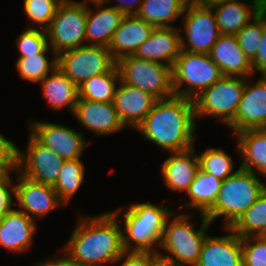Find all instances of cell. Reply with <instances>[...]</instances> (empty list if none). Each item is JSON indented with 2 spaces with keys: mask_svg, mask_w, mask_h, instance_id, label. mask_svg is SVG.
Wrapping results in <instances>:
<instances>
[{
  "mask_svg": "<svg viewBox=\"0 0 266 266\" xmlns=\"http://www.w3.org/2000/svg\"><path fill=\"white\" fill-rule=\"evenodd\" d=\"M102 1L107 4L111 0H102ZM118 1H119V4L115 6H110V7H113L116 10H119L125 15H135L139 11V8L143 0H130L129 2H127L126 0H118Z\"/></svg>",
  "mask_w": 266,
  "mask_h": 266,
  "instance_id": "obj_43",
  "label": "cell"
},
{
  "mask_svg": "<svg viewBox=\"0 0 266 266\" xmlns=\"http://www.w3.org/2000/svg\"><path fill=\"white\" fill-rule=\"evenodd\" d=\"M246 78L222 76L193 99L195 118L219 117L228 127L235 118L245 88Z\"/></svg>",
  "mask_w": 266,
  "mask_h": 266,
  "instance_id": "obj_9",
  "label": "cell"
},
{
  "mask_svg": "<svg viewBox=\"0 0 266 266\" xmlns=\"http://www.w3.org/2000/svg\"><path fill=\"white\" fill-rule=\"evenodd\" d=\"M47 53L32 54L28 57H19L16 61V70L24 80L33 83L41 82L58 65L57 55H53L51 61L46 56Z\"/></svg>",
  "mask_w": 266,
  "mask_h": 266,
  "instance_id": "obj_33",
  "label": "cell"
},
{
  "mask_svg": "<svg viewBox=\"0 0 266 266\" xmlns=\"http://www.w3.org/2000/svg\"><path fill=\"white\" fill-rule=\"evenodd\" d=\"M243 266H266V236L241 238Z\"/></svg>",
  "mask_w": 266,
  "mask_h": 266,
  "instance_id": "obj_38",
  "label": "cell"
},
{
  "mask_svg": "<svg viewBox=\"0 0 266 266\" xmlns=\"http://www.w3.org/2000/svg\"><path fill=\"white\" fill-rule=\"evenodd\" d=\"M186 0H143L135 14L155 28L174 27L170 23L184 16Z\"/></svg>",
  "mask_w": 266,
  "mask_h": 266,
  "instance_id": "obj_28",
  "label": "cell"
},
{
  "mask_svg": "<svg viewBox=\"0 0 266 266\" xmlns=\"http://www.w3.org/2000/svg\"><path fill=\"white\" fill-rule=\"evenodd\" d=\"M181 34L176 27L155 28L133 56L173 67L181 52Z\"/></svg>",
  "mask_w": 266,
  "mask_h": 266,
  "instance_id": "obj_21",
  "label": "cell"
},
{
  "mask_svg": "<svg viewBox=\"0 0 266 266\" xmlns=\"http://www.w3.org/2000/svg\"><path fill=\"white\" fill-rule=\"evenodd\" d=\"M57 67L79 87L85 80L110 71L115 65L110 50L101 45H83L57 55Z\"/></svg>",
  "mask_w": 266,
  "mask_h": 266,
  "instance_id": "obj_10",
  "label": "cell"
},
{
  "mask_svg": "<svg viewBox=\"0 0 266 266\" xmlns=\"http://www.w3.org/2000/svg\"><path fill=\"white\" fill-rule=\"evenodd\" d=\"M120 81L138 87L157 100L174 96L172 67L128 55L116 61Z\"/></svg>",
  "mask_w": 266,
  "mask_h": 266,
  "instance_id": "obj_8",
  "label": "cell"
},
{
  "mask_svg": "<svg viewBox=\"0 0 266 266\" xmlns=\"http://www.w3.org/2000/svg\"><path fill=\"white\" fill-rule=\"evenodd\" d=\"M230 229L240 238L266 235V189Z\"/></svg>",
  "mask_w": 266,
  "mask_h": 266,
  "instance_id": "obj_31",
  "label": "cell"
},
{
  "mask_svg": "<svg viewBox=\"0 0 266 266\" xmlns=\"http://www.w3.org/2000/svg\"><path fill=\"white\" fill-rule=\"evenodd\" d=\"M17 171V157H0V183L12 182L10 173Z\"/></svg>",
  "mask_w": 266,
  "mask_h": 266,
  "instance_id": "obj_42",
  "label": "cell"
},
{
  "mask_svg": "<svg viewBox=\"0 0 266 266\" xmlns=\"http://www.w3.org/2000/svg\"><path fill=\"white\" fill-rule=\"evenodd\" d=\"M157 99L146 91L119 81L113 99L114 107L124 127L134 130L152 110Z\"/></svg>",
  "mask_w": 266,
  "mask_h": 266,
  "instance_id": "obj_16",
  "label": "cell"
},
{
  "mask_svg": "<svg viewBox=\"0 0 266 266\" xmlns=\"http://www.w3.org/2000/svg\"><path fill=\"white\" fill-rule=\"evenodd\" d=\"M227 1L208 4L215 15L221 35H236L256 16L255 1Z\"/></svg>",
  "mask_w": 266,
  "mask_h": 266,
  "instance_id": "obj_25",
  "label": "cell"
},
{
  "mask_svg": "<svg viewBox=\"0 0 266 266\" xmlns=\"http://www.w3.org/2000/svg\"><path fill=\"white\" fill-rule=\"evenodd\" d=\"M194 147L171 152V156L162 163L161 173L165 185L175 192H187L199 170L198 155Z\"/></svg>",
  "mask_w": 266,
  "mask_h": 266,
  "instance_id": "obj_23",
  "label": "cell"
},
{
  "mask_svg": "<svg viewBox=\"0 0 266 266\" xmlns=\"http://www.w3.org/2000/svg\"><path fill=\"white\" fill-rule=\"evenodd\" d=\"M85 165L81 158L64 160L56 184L53 186L64 206L70 201L84 181Z\"/></svg>",
  "mask_w": 266,
  "mask_h": 266,
  "instance_id": "obj_32",
  "label": "cell"
},
{
  "mask_svg": "<svg viewBox=\"0 0 266 266\" xmlns=\"http://www.w3.org/2000/svg\"><path fill=\"white\" fill-rule=\"evenodd\" d=\"M209 56L223 76L248 78L254 75L251 60L240 48L236 35H220Z\"/></svg>",
  "mask_w": 266,
  "mask_h": 266,
  "instance_id": "obj_20",
  "label": "cell"
},
{
  "mask_svg": "<svg viewBox=\"0 0 266 266\" xmlns=\"http://www.w3.org/2000/svg\"><path fill=\"white\" fill-rule=\"evenodd\" d=\"M221 182L219 178L199 169L186 192L190 200L183 204V207L196 209L200 214L205 215L216 202Z\"/></svg>",
  "mask_w": 266,
  "mask_h": 266,
  "instance_id": "obj_29",
  "label": "cell"
},
{
  "mask_svg": "<svg viewBox=\"0 0 266 266\" xmlns=\"http://www.w3.org/2000/svg\"><path fill=\"white\" fill-rule=\"evenodd\" d=\"M0 157H17V146L0 133Z\"/></svg>",
  "mask_w": 266,
  "mask_h": 266,
  "instance_id": "obj_44",
  "label": "cell"
},
{
  "mask_svg": "<svg viewBox=\"0 0 266 266\" xmlns=\"http://www.w3.org/2000/svg\"><path fill=\"white\" fill-rule=\"evenodd\" d=\"M63 163L58 154L43 146L31 134L25 152L17 147V171L34 182L54 186Z\"/></svg>",
  "mask_w": 266,
  "mask_h": 266,
  "instance_id": "obj_12",
  "label": "cell"
},
{
  "mask_svg": "<svg viewBox=\"0 0 266 266\" xmlns=\"http://www.w3.org/2000/svg\"><path fill=\"white\" fill-rule=\"evenodd\" d=\"M257 15L266 17V0H255Z\"/></svg>",
  "mask_w": 266,
  "mask_h": 266,
  "instance_id": "obj_47",
  "label": "cell"
},
{
  "mask_svg": "<svg viewBox=\"0 0 266 266\" xmlns=\"http://www.w3.org/2000/svg\"><path fill=\"white\" fill-rule=\"evenodd\" d=\"M73 115L83 127L97 135H109L124 128L113 102L78 98Z\"/></svg>",
  "mask_w": 266,
  "mask_h": 266,
  "instance_id": "obj_17",
  "label": "cell"
},
{
  "mask_svg": "<svg viewBox=\"0 0 266 266\" xmlns=\"http://www.w3.org/2000/svg\"><path fill=\"white\" fill-rule=\"evenodd\" d=\"M17 46L20 52L19 57H28L32 54L48 53L50 50L46 31L44 29L30 27L26 28L17 37Z\"/></svg>",
  "mask_w": 266,
  "mask_h": 266,
  "instance_id": "obj_37",
  "label": "cell"
},
{
  "mask_svg": "<svg viewBox=\"0 0 266 266\" xmlns=\"http://www.w3.org/2000/svg\"><path fill=\"white\" fill-rule=\"evenodd\" d=\"M30 134L63 160L80 159L87 142L83 133L57 123L30 120Z\"/></svg>",
  "mask_w": 266,
  "mask_h": 266,
  "instance_id": "obj_13",
  "label": "cell"
},
{
  "mask_svg": "<svg viewBox=\"0 0 266 266\" xmlns=\"http://www.w3.org/2000/svg\"><path fill=\"white\" fill-rule=\"evenodd\" d=\"M225 236L207 235L195 266H243L241 238L230 228Z\"/></svg>",
  "mask_w": 266,
  "mask_h": 266,
  "instance_id": "obj_18",
  "label": "cell"
},
{
  "mask_svg": "<svg viewBox=\"0 0 266 266\" xmlns=\"http://www.w3.org/2000/svg\"><path fill=\"white\" fill-rule=\"evenodd\" d=\"M249 80L246 78L238 111L228 126L233 133L266 128V75H261L255 84Z\"/></svg>",
  "mask_w": 266,
  "mask_h": 266,
  "instance_id": "obj_14",
  "label": "cell"
},
{
  "mask_svg": "<svg viewBox=\"0 0 266 266\" xmlns=\"http://www.w3.org/2000/svg\"><path fill=\"white\" fill-rule=\"evenodd\" d=\"M121 210L108 211L93 217L80 216L63 255L73 266H106L125 252L118 221Z\"/></svg>",
  "mask_w": 266,
  "mask_h": 266,
  "instance_id": "obj_1",
  "label": "cell"
},
{
  "mask_svg": "<svg viewBox=\"0 0 266 266\" xmlns=\"http://www.w3.org/2000/svg\"><path fill=\"white\" fill-rule=\"evenodd\" d=\"M174 212L167 218L159 247L167 251L166 255H160L174 260L182 265L195 266L199 260L203 242L207 236L206 231L210 222L204 214H200L201 225L195 229L188 214H178L171 222L168 219L174 216Z\"/></svg>",
  "mask_w": 266,
  "mask_h": 266,
  "instance_id": "obj_5",
  "label": "cell"
},
{
  "mask_svg": "<svg viewBox=\"0 0 266 266\" xmlns=\"http://www.w3.org/2000/svg\"><path fill=\"white\" fill-rule=\"evenodd\" d=\"M196 122L193 100L174 95L157 100L135 130L163 150L177 152L194 147Z\"/></svg>",
  "mask_w": 266,
  "mask_h": 266,
  "instance_id": "obj_2",
  "label": "cell"
},
{
  "mask_svg": "<svg viewBox=\"0 0 266 266\" xmlns=\"http://www.w3.org/2000/svg\"><path fill=\"white\" fill-rule=\"evenodd\" d=\"M125 211L121 216L124 221L121 228L124 250L158 253L166 220L173 212L168 207L148 201L134 203Z\"/></svg>",
  "mask_w": 266,
  "mask_h": 266,
  "instance_id": "obj_3",
  "label": "cell"
},
{
  "mask_svg": "<svg viewBox=\"0 0 266 266\" xmlns=\"http://www.w3.org/2000/svg\"><path fill=\"white\" fill-rule=\"evenodd\" d=\"M12 182L0 183V217L13 208L14 184Z\"/></svg>",
  "mask_w": 266,
  "mask_h": 266,
  "instance_id": "obj_40",
  "label": "cell"
},
{
  "mask_svg": "<svg viewBox=\"0 0 266 266\" xmlns=\"http://www.w3.org/2000/svg\"><path fill=\"white\" fill-rule=\"evenodd\" d=\"M63 0H24L23 9L34 28L46 29Z\"/></svg>",
  "mask_w": 266,
  "mask_h": 266,
  "instance_id": "obj_36",
  "label": "cell"
},
{
  "mask_svg": "<svg viewBox=\"0 0 266 266\" xmlns=\"http://www.w3.org/2000/svg\"><path fill=\"white\" fill-rule=\"evenodd\" d=\"M40 83L43 97L53 111L68 107L73 114L78 101V87L58 67Z\"/></svg>",
  "mask_w": 266,
  "mask_h": 266,
  "instance_id": "obj_27",
  "label": "cell"
},
{
  "mask_svg": "<svg viewBox=\"0 0 266 266\" xmlns=\"http://www.w3.org/2000/svg\"><path fill=\"white\" fill-rule=\"evenodd\" d=\"M154 29L153 25L136 15H125L108 46L113 58L117 61L122 57L133 55Z\"/></svg>",
  "mask_w": 266,
  "mask_h": 266,
  "instance_id": "obj_24",
  "label": "cell"
},
{
  "mask_svg": "<svg viewBox=\"0 0 266 266\" xmlns=\"http://www.w3.org/2000/svg\"><path fill=\"white\" fill-rule=\"evenodd\" d=\"M16 174H18V180L14 184V198L18 201L19 208L22 207L18 210L24 212L31 219L43 217L53 209L64 206L53 186L34 182L19 175L18 171Z\"/></svg>",
  "mask_w": 266,
  "mask_h": 266,
  "instance_id": "obj_15",
  "label": "cell"
},
{
  "mask_svg": "<svg viewBox=\"0 0 266 266\" xmlns=\"http://www.w3.org/2000/svg\"><path fill=\"white\" fill-rule=\"evenodd\" d=\"M184 13L185 35L180 38L181 50L209 54L221 35L212 8L201 0H195L187 3Z\"/></svg>",
  "mask_w": 266,
  "mask_h": 266,
  "instance_id": "obj_11",
  "label": "cell"
},
{
  "mask_svg": "<svg viewBox=\"0 0 266 266\" xmlns=\"http://www.w3.org/2000/svg\"><path fill=\"white\" fill-rule=\"evenodd\" d=\"M120 75L115 65L110 71L85 80L78 87V98L96 102H113Z\"/></svg>",
  "mask_w": 266,
  "mask_h": 266,
  "instance_id": "obj_30",
  "label": "cell"
},
{
  "mask_svg": "<svg viewBox=\"0 0 266 266\" xmlns=\"http://www.w3.org/2000/svg\"><path fill=\"white\" fill-rule=\"evenodd\" d=\"M251 65L253 73L258 71L261 75H266V29L260 40V48L251 60Z\"/></svg>",
  "mask_w": 266,
  "mask_h": 266,
  "instance_id": "obj_41",
  "label": "cell"
},
{
  "mask_svg": "<svg viewBox=\"0 0 266 266\" xmlns=\"http://www.w3.org/2000/svg\"><path fill=\"white\" fill-rule=\"evenodd\" d=\"M121 261L120 266H150L151 252L125 251L114 264Z\"/></svg>",
  "mask_w": 266,
  "mask_h": 266,
  "instance_id": "obj_39",
  "label": "cell"
},
{
  "mask_svg": "<svg viewBox=\"0 0 266 266\" xmlns=\"http://www.w3.org/2000/svg\"><path fill=\"white\" fill-rule=\"evenodd\" d=\"M36 220L12 208L0 217V246L21 253L31 246L36 232Z\"/></svg>",
  "mask_w": 266,
  "mask_h": 266,
  "instance_id": "obj_19",
  "label": "cell"
},
{
  "mask_svg": "<svg viewBox=\"0 0 266 266\" xmlns=\"http://www.w3.org/2000/svg\"><path fill=\"white\" fill-rule=\"evenodd\" d=\"M150 266H185L179 264L178 262L168 259L159 253H152L151 252V263Z\"/></svg>",
  "mask_w": 266,
  "mask_h": 266,
  "instance_id": "obj_45",
  "label": "cell"
},
{
  "mask_svg": "<svg viewBox=\"0 0 266 266\" xmlns=\"http://www.w3.org/2000/svg\"><path fill=\"white\" fill-rule=\"evenodd\" d=\"M95 5L94 10L87 5V22H86V45H101L108 47L114 32L118 29L125 14L113 7H104L102 0H89ZM103 8V9H102Z\"/></svg>",
  "mask_w": 266,
  "mask_h": 266,
  "instance_id": "obj_22",
  "label": "cell"
},
{
  "mask_svg": "<svg viewBox=\"0 0 266 266\" xmlns=\"http://www.w3.org/2000/svg\"><path fill=\"white\" fill-rule=\"evenodd\" d=\"M235 134L243 159L240 167L254 174L258 171L266 178V128L247 129Z\"/></svg>",
  "mask_w": 266,
  "mask_h": 266,
  "instance_id": "obj_26",
  "label": "cell"
},
{
  "mask_svg": "<svg viewBox=\"0 0 266 266\" xmlns=\"http://www.w3.org/2000/svg\"><path fill=\"white\" fill-rule=\"evenodd\" d=\"M265 29L266 17L257 15L236 34L240 48L250 60L256 56V53L260 48V40Z\"/></svg>",
  "mask_w": 266,
  "mask_h": 266,
  "instance_id": "obj_35",
  "label": "cell"
},
{
  "mask_svg": "<svg viewBox=\"0 0 266 266\" xmlns=\"http://www.w3.org/2000/svg\"><path fill=\"white\" fill-rule=\"evenodd\" d=\"M87 0L77 2L63 0L55 16L45 29L52 54L60 53L86 45Z\"/></svg>",
  "mask_w": 266,
  "mask_h": 266,
  "instance_id": "obj_7",
  "label": "cell"
},
{
  "mask_svg": "<svg viewBox=\"0 0 266 266\" xmlns=\"http://www.w3.org/2000/svg\"><path fill=\"white\" fill-rule=\"evenodd\" d=\"M33 266H73L67 258L63 255V257L60 256L56 258H49L45 261H40L37 264H34Z\"/></svg>",
  "mask_w": 266,
  "mask_h": 266,
  "instance_id": "obj_46",
  "label": "cell"
},
{
  "mask_svg": "<svg viewBox=\"0 0 266 266\" xmlns=\"http://www.w3.org/2000/svg\"><path fill=\"white\" fill-rule=\"evenodd\" d=\"M266 189L256 173L240 168L221 182L213 207L205 214L212 222L224 216V228H230L258 199Z\"/></svg>",
  "mask_w": 266,
  "mask_h": 266,
  "instance_id": "obj_4",
  "label": "cell"
},
{
  "mask_svg": "<svg viewBox=\"0 0 266 266\" xmlns=\"http://www.w3.org/2000/svg\"><path fill=\"white\" fill-rule=\"evenodd\" d=\"M201 1L206 3V4H215V3H218V2L240 1V0H201ZM251 1H255V0H251Z\"/></svg>",
  "mask_w": 266,
  "mask_h": 266,
  "instance_id": "obj_48",
  "label": "cell"
},
{
  "mask_svg": "<svg viewBox=\"0 0 266 266\" xmlns=\"http://www.w3.org/2000/svg\"><path fill=\"white\" fill-rule=\"evenodd\" d=\"M199 154V169L222 181L241 168L239 166L237 170L233 171L234 162L232 157L226 154L221 148H208L206 151Z\"/></svg>",
  "mask_w": 266,
  "mask_h": 266,
  "instance_id": "obj_34",
  "label": "cell"
},
{
  "mask_svg": "<svg viewBox=\"0 0 266 266\" xmlns=\"http://www.w3.org/2000/svg\"><path fill=\"white\" fill-rule=\"evenodd\" d=\"M222 76L209 54L181 50L172 67L174 95L193 100Z\"/></svg>",
  "mask_w": 266,
  "mask_h": 266,
  "instance_id": "obj_6",
  "label": "cell"
}]
</instances>
